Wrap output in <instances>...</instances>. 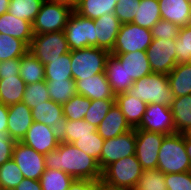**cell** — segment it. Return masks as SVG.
Returning <instances> with one entry per match:
<instances>
[{"label":"cell","instance_id":"1","mask_svg":"<svg viewBox=\"0 0 191 190\" xmlns=\"http://www.w3.org/2000/svg\"><path fill=\"white\" fill-rule=\"evenodd\" d=\"M45 167L64 171L74 179L96 180L102 177V170L95 158L66 142H60L57 149L45 155Z\"/></svg>","mask_w":191,"mask_h":190},{"label":"cell","instance_id":"2","mask_svg":"<svg viewBox=\"0 0 191 190\" xmlns=\"http://www.w3.org/2000/svg\"><path fill=\"white\" fill-rule=\"evenodd\" d=\"M126 92L147 104L170 106L174 100L168 76L162 73H151L134 81V84Z\"/></svg>","mask_w":191,"mask_h":190},{"label":"cell","instance_id":"3","mask_svg":"<svg viewBox=\"0 0 191 190\" xmlns=\"http://www.w3.org/2000/svg\"><path fill=\"white\" fill-rule=\"evenodd\" d=\"M157 169L164 174L191 171V162L185 150L184 134L166 135L161 144Z\"/></svg>","mask_w":191,"mask_h":190},{"label":"cell","instance_id":"4","mask_svg":"<svg viewBox=\"0 0 191 190\" xmlns=\"http://www.w3.org/2000/svg\"><path fill=\"white\" fill-rule=\"evenodd\" d=\"M71 71L74 81L105 73L106 61L110 52L97 47L70 50Z\"/></svg>","mask_w":191,"mask_h":190},{"label":"cell","instance_id":"5","mask_svg":"<svg viewBox=\"0 0 191 190\" xmlns=\"http://www.w3.org/2000/svg\"><path fill=\"white\" fill-rule=\"evenodd\" d=\"M97 28L94 20L73 11L64 28L70 50L97 47Z\"/></svg>","mask_w":191,"mask_h":190},{"label":"cell","instance_id":"6","mask_svg":"<svg viewBox=\"0 0 191 190\" xmlns=\"http://www.w3.org/2000/svg\"><path fill=\"white\" fill-rule=\"evenodd\" d=\"M73 9L68 5L44 0L32 23L34 34L64 31Z\"/></svg>","mask_w":191,"mask_h":190},{"label":"cell","instance_id":"7","mask_svg":"<svg viewBox=\"0 0 191 190\" xmlns=\"http://www.w3.org/2000/svg\"><path fill=\"white\" fill-rule=\"evenodd\" d=\"M30 51L43 65L70 52L64 31L34 34L29 45Z\"/></svg>","mask_w":191,"mask_h":190},{"label":"cell","instance_id":"8","mask_svg":"<svg viewBox=\"0 0 191 190\" xmlns=\"http://www.w3.org/2000/svg\"><path fill=\"white\" fill-rule=\"evenodd\" d=\"M143 171L136 155H131L108 165L102 171V178L114 185L133 190Z\"/></svg>","mask_w":191,"mask_h":190},{"label":"cell","instance_id":"9","mask_svg":"<svg viewBox=\"0 0 191 190\" xmlns=\"http://www.w3.org/2000/svg\"><path fill=\"white\" fill-rule=\"evenodd\" d=\"M151 30L134 23L121 24L110 54L146 51L152 42Z\"/></svg>","mask_w":191,"mask_h":190},{"label":"cell","instance_id":"10","mask_svg":"<svg viewBox=\"0 0 191 190\" xmlns=\"http://www.w3.org/2000/svg\"><path fill=\"white\" fill-rule=\"evenodd\" d=\"M146 53L153 73L168 75L177 65L175 39L153 38Z\"/></svg>","mask_w":191,"mask_h":190},{"label":"cell","instance_id":"11","mask_svg":"<svg viewBox=\"0 0 191 190\" xmlns=\"http://www.w3.org/2000/svg\"><path fill=\"white\" fill-rule=\"evenodd\" d=\"M135 128L114 138L105 139L100 156V168L103 171L111 163L119 159L135 155Z\"/></svg>","mask_w":191,"mask_h":190},{"label":"cell","instance_id":"12","mask_svg":"<svg viewBox=\"0 0 191 190\" xmlns=\"http://www.w3.org/2000/svg\"><path fill=\"white\" fill-rule=\"evenodd\" d=\"M135 155L143 170L157 169L158 155L165 134L135 129Z\"/></svg>","mask_w":191,"mask_h":190},{"label":"cell","instance_id":"13","mask_svg":"<svg viewBox=\"0 0 191 190\" xmlns=\"http://www.w3.org/2000/svg\"><path fill=\"white\" fill-rule=\"evenodd\" d=\"M12 159L18 165L24 178L39 180L45 172V155L38 153L32 147L21 141H16Z\"/></svg>","mask_w":191,"mask_h":190},{"label":"cell","instance_id":"14","mask_svg":"<svg viewBox=\"0 0 191 190\" xmlns=\"http://www.w3.org/2000/svg\"><path fill=\"white\" fill-rule=\"evenodd\" d=\"M135 129L170 135L176 133L170 106L148 104L140 124Z\"/></svg>","mask_w":191,"mask_h":190},{"label":"cell","instance_id":"15","mask_svg":"<svg viewBox=\"0 0 191 190\" xmlns=\"http://www.w3.org/2000/svg\"><path fill=\"white\" fill-rule=\"evenodd\" d=\"M21 142L32 147L38 153L46 155L57 149L60 144V137L51 127L33 121Z\"/></svg>","mask_w":191,"mask_h":190},{"label":"cell","instance_id":"16","mask_svg":"<svg viewBox=\"0 0 191 190\" xmlns=\"http://www.w3.org/2000/svg\"><path fill=\"white\" fill-rule=\"evenodd\" d=\"M76 93L90 100L115 99L106 73L75 81Z\"/></svg>","mask_w":191,"mask_h":190},{"label":"cell","instance_id":"17","mask_svg":"<svg viewBox=\"0 0 191 190\" xmlns=\"http://www.w3.org/2000/svg\"><path fill=\"white\" fill-rule=\"evenodd\" d=\"M31 112L33 121L51 127L58 134L67 124V119L63 114V105L52 100L37 105L31 109Z\"/></svg>","mask_w":191,"mask_h":190},{"label":"cell","instance_id":"18","mask_svg":"<svg viewBox=\"0 0 191 190\" xmlns=\"http://www.w3.org/2000/svg\"><path fill=\"white\" fill-rule=\"evenodd\" d=\"M33 123L31 109L18 102L8 106V133L15 141H22Z\"/></svg>","mask_w":191,"mask_h":190},{"label":"cell","instance_id":"19","mask_svg":"<svg viewBox=\"0 0 191 190\" xmlns=\"http://www.w3.org/2000/svg\"><path fill=\"white\" fill-rule=\"evenodd\" d=\"M161 19L176 26L191 25V0H158Z\"/></svg>","mask_w":191,"mask_h":190},{"label":"cell","instance_id":"20","mask_svg":"<svg viewBox=\"0 0 191 190\" xmlns=\"http://www.w3.org/2000/svg\"><path fill=\"white\" fill-rule=\"evenodd\" d=\"M94 23L98 27L97 48L111 52L115 45L121 22L114 13H109L95 19Z\"/></svg>","mask_w":191,"mask_h":190},{"label":"cell","instance_id":"21","mask_svg":"<svg viewBox=\"0 0 191 190\" xmlns=\"http://www.w3.org/2000/svg\"><path fill=\"white\" fill-rule=\"evenodd\" d=\"M112 55H114L121 62L128 78H131L133 81L139 80L140 78L153 73L146 51Z\"/></svg>","mask_w":191,"mask_h":190},{"label":"cell","instance_id":"22","mask_svg":"<svg viewBox=\"0 0 191 190\" xmlns=\"http://www.w3.org/2000/svg\"><path fill=\"white\" fill-rule=\"evenodd\" d=\"M0 33L21 40L28 47L34 36L31 22L16 18L9 12L0 16Z\"/></svg>","mask_w":191,"mask_h":190},{"label":"cell","instance_id":"23","mask_svg":"<svg viewBox=\"0 0 191 190\" xmlns=\"http://www.w3.org/2000/svg\"><path fill=\"white\" fill-rule=\"evenodd\" d=\"M132 129L120 108L114 104L97 127V132L105 140L114 138Z\"/></svg>","mask_w":191,"mask_h":190},{"label":"cell","instance_id":"24","mask_svg":"<svg viewBox=\"0 0 191 190\" xmlns=\"http://www.w3.org/2000/svg\"><path fill=\"white\" fill-rule=\"evenodd\" d=\"M115 104L132 128H136L140 124L148 105L141 99L130 96L127 92L116 95Z\"/></svg>","mask_w":191,"mask_h":190},{"label":"cell","instance_id":"25","mask_svg":"<svg viewBox=\"0 0 191 190\" xmlns=\"http://www.w3.org/2000/svg\"><path fill=\"white\" fill-rule=\"evenodd\" d=\"M105 73L115 96L125 93L134 84V81L128 78L121 62L112 54L107 58Z\"/></svg>","mask_w":191,"mask_h":190},{"label":"cell","instance_id":"26","mask_svg":"<svg viewBox=\"0 0 191 190\" xmlns=\"http://www.w3.org/2000/svg\"><path fill=\"white\" fill-rule=\"evenodd\" d=\"M170 110L176 132L189 133L191 131V94L174 98Z\"/></svg>","mask_w":191,"mask_h":190},{"label":"cell","instance_id":"27","mask_svg":"<svg viewBox=\"0 0 191 190\" xmlns=\"http://www.w3.org/2000/svg\"><path fill=\"white\" fill-rule=\"evenodd\" d=\"M167 76L174 98L191 94V63L177 64Z\"/></svg>","mask_w":191,"mask_h":190},{"label":"cell","instance_id":"28","mask_svg":"<svg viewBox=\"0 0 191 190\" xmlns=\"http://www.w3.org/2000/svg\"><path fill=\"white\" fill-rule=\"evenodd\" d=\"M26 83L20 76H5L0 79V102L6 106L22 102Z\"/></svg>","mask_w":191,"mask_h":190},{"label":"cell","instance_id":"29","mask_svg":"<svg viewBox=\"0 0 191 190\" xmlns=\"http://www.w3.org/2000/svg\"><path fill=\"white\" fill-rule=\"evenodd\" d=\"M117 2L118 0H78L73 11L95 20L104 14L114 13Z\"/></svg>","mask_w":191,"mask_h":190},{"label":"cell","instance_id":"30","mask_svg":"<svg viewBox=\"0 0 191 190\" xmlns=\"http://www.w3.org/2000/svg\"><path fill=\"white\" fill-rule=\"evenodd\" d=\"M19 75L26 85L41 82L45 80V67L30 51H27L20 58Z\"/></svg>","mask_w":191,"mask_h":190},{"label":"cell","instance_id":"31","mask_svg":"<svg viewBox=\"0 0 191 190\" xmlns=\"http://www.w3.org/2000/svg\"><path fill=\"white\" fill-rule=\"evenodd\" d=\"M159 20H161L159 1L141 0L132 23L151 29Z\"/></svg>","mask_w":191,"mask_h":190},{"label":"cell","instance_id":"32","mask_svg":"<svg viewBox=\"0 0 191 190\" xmlns=\"http://www.w3.org/2000/svg\"><path fill=\"white\" fill-rule=\"evenodd\" d=\"M45 67V81L73 80L71 71V53H65L51 60Z\"/></svg>","mask_w":191,"mask_h":190},{"label":"cell","instance_id":"33","mask_svg":"<svg viewBox=\"0 0 191 190\" xmlns=\"http://www.w3.org/2000/svg\"><path fill=\"white\" fill-rule=\"evenodd\" d=\"M74 178L64 171L46 169L39 181L42 190H68Z\"/></svg>","mask_w":191,"mask_h":190},{"label":"cell","instance_id":"34","mask_svg":"<svg viewBox=\"0 0 191 190\" xmlns=\"http://www.w3.org/2000/svg\"><path fill=\"white\" fill-rule=\"evenodd\" d=\"M44 0H10L8 12L31 23L36 19Z\"/></svg>","mask_w":191,"mask_h":190},{"label":"cell","instance_id":"35","mask_svg":"<svg viewBox=\"0 0 191 190\" xmlns=\"http://www.w3.org/2000/svg\"><path fill=\"white\" fill-rule=\"evenodd\" d=\"M95 131H97V127L84 119L77 121L67 120L66 126L59 134L60 142L73 144L79 137L91 135Z\"/></svg>","mask_w":191,"mask_h":190},{"label":"cell","instance_id":"36","mask_svg":"<svg viewBox=\"0 0 191 190\" xmlns=\"http://www.w3.org/2000/svg\"><path fill=\"white\" fill-rule=\"evenodd\" d=\"M46 85L50 100L62 105L77 94L74 80L46 81Z\"/></svg>","mask_w":191,"mask_h":190},{"label":"cell","instance_id":"37","mask_svg":"<svg viewBox=\"0 0 191 190\" xmlns=\"http://www.w3.org/2000/svg\"><path fill=\"white\" fill-rule=\"evenodd\" d=\"M28 49L23 41L0 33V62L21 58Z\"/></svg>","mask_w":191,"mask_h":190},{"label":"cell","instance_id":"38","mask_svg":"<svg viewBox=\"0 0 191 190\" xmlns=\"http://www.w3.org/2000/svg\"><path fill=\"white\" fill-rule=\"evenodd\" d=\"M90 105L91 100L89 98L76 94L63 104V114L67 120H82L90 108Z\"/></svg>","mask_w":191,"mask_h":190},{"label":"cell","instance_id":"39","mask_svg":"<svg viewBox=\"0 0 191 190\" xmlns=\"http://www.w3.org/2000/svg\"><path fill=\"white\" fill-rule=\"evenodd\" d=\"M133 190H168L165 174L158 169L144 170Z\"/></svg>","mask_w":191,"mask_h":190},{"label":"cell","instance_id":"40","mask_svg":"<svg viewBox=\"0 0 191 190\" xmlns=\"http://www.w3.org/2000/svg\"><path fill=\"white\" fill-rule=\"evenodd\" d=\"M23 179L21 170L12 158L0 166V189H15Z\"/></svg>","mask_w":191,"mask_h":190},{"label":"cell","instance_id":"41","mask_svg":"<svg viewBox=\"0 0 191 190\" xmlns=\"http://www.w3.org/2000/svg\"><path fill=\"white\" fill-rule=\"evenodd\" d=\"M50 100L46 81L26 85L22 102L30 109Z\"/></svg>","mask_w":191,"mask_h":190},{"label":"cell","instance_id":"42","mask_svg":"<svg viewBox=\"0 0 191 190\" xmlns=\"http://www.w3.org/2000/svg\"><path fill=\"white\" fill-rule=\"evenodd\" d=\"M104 139L99 135L97 131L91 133V135H84L79 137L73 144L86 153L87 155L95 158L100 166V156L103 148Z\"/></svg>","mask_w":191,"mask_h":190},{"label":"cell","instance_id":"43","mask_svg":"<svg viewBox=\"0 0 191 190\" xmlns=\"http://www.w3.org/2000/svg\"><path fill=\"white\" fill-rule=\"evenodd\" d=\"M175 47L177 64L191 63V25L180 28Z\"/></svg>","mask_w":191,"mask_h":190},{"label":"cell","instance_id":"44","mask_svg":"<svg viewBox=\"0 0 191 190\" xmlns=\"http://www.w3.org/2000/svg\"><path fill=\"white\" fill-rule=\"evenodd\" d=\"M114 104L115 99L91 100L90 108L84 115V120L98 127Z\"/></svg>","mask_w":191,"mask_h":190},{"label":"cell","instance_id":"45","mask_svg":"<svg viewBox=\"0 0 191 190\" xmlns=\"http://www.w3.org/2000/svg\"><path fill=\"white\" fill-rule=\"evenodd\" d=\"M141 0H118L114 14L121 24L132 23Z\"/></svg>","mask_w":191,"mask_h":190},{"label":"cell","instance_id":"46","mask_svg":"<svg viewBox=\"0 0 191 190\" xmlns=\"http://www.w3.org/2000/svg\"><path fill=\"white\" fill-rule=\"evenodd\" d=\"M150 30L152 38L169 40L178 37L180 27L172 22L161 19Z\"/></svg>","mask_w":191,"mask_h":190},{"label":"cell","instance_id":"47","mask_svg":"<svg viewBox=\"0 0 191 190\" xmlns=\"http://www.w3.org/2000/svg\"><path fill=\"white\" fill-rule=\"evenodd\" d=\"M168 190H191V171L165 174Z\"/></svg>","mask_w":191,"mask_h":190},{"label":"cell","instance_id":"48","mask_svg":"<svg viewBox=\"0 0 191 190\" xmlns=\"http://www.w3.org/2000/svg\"><path fill=\"white\" fill-rule=\"evenodd\" d=\"M15 143L8 132L0 131V166L12 158Z\"/></svg>","mask_w":191,"mask_h":190},{"label":"cell","instance_id":"49","mask_svg":"<svg viewBox=\"0 0 191 190\" xmlns=\"http://www.w3.org/2000/svg\"><path fill=\"white\" fill-rule=\"evenodd\" d=\"M20 58H14L0 62V79L5 76H20Z\"/></svg>","mask_w":191,"mask_h":190},{"label":"cell","instance_id":"50","mask_svg":"<svg viewBox=\"0 0 191 190\" xmlns=\"http://www.w3.org/2000/svg\"><path fill=\"white\" fill-rule=\"evenodd\" d=\"M68 190H97V179H74Z\"/></svg>","mask_w":191,"mask_h":190},{"label":"cell","instance_id":"51","mask_svg":"<svg viewBox=\"0 0 191 190\" xmlns=\"http://www.w3.org/2000/svg\"><path fill=\"white\" fill-rule=\"evenodd\" d=\"M14 190H42L39 180L24 178Z\"/></svg>","mask_w":191,"mask_h":190},{"label":"cell","instance_id":"52","mask_svg":"<svg viewBox=\"0 0 191 190\" xmlns=\"http://www.w3.org/2000/svg\"><path fill=\"white\" fill-rule=\"evenodd\" d=\"M97 190H132L128 187L114 185L112 183L107 182L102 177L97 179Z\"/></svg>","mask_w":191,"mask_h":190},{"label":"cell","instance_id":"53","mask_svg":"<svg viewBox=\"0 0 191 190\" xmlns=\"http://www.w3.org/2000/svg\"><path fill=\"white\" fill-rule=\"evenodd\" d=\"M0 131L8 132V106L0 102Z\"/></svg>","mask_w":191,"mask_h":190},{"label":"cell","instance_id":"54","mask_svg":"<svg viewBox=\"0 0 191 190\" xmlns=\"http://www.w3.org/2000/svg\"><path fill=\"white\" fill-rule=\"evenodd\" d=\"M184 144H185L186 153L191 162V136L188 133L184 134Z\"/></svg>","mask_w":191,"mask_h":190},{"label":"cell","instance_id":"55","mask_svg":"<svg viewBox=\"0 0 191 190\" xmlns=\"http://www.w3.org/2000/svg\"><path fill=\"white\" fill-rule=\"evenodd\" d=\"M48 1L65 4L71 7L72 9H74L78 3V0H48Z\"/></svg>","mask_w":191,"mask_h":190},{"label":"cell","instance_id":"56","mask_svg":"<svg viewBox=\"0 0 191 190\" xmlns=\"http://www.w3.org/2000/svg\"><path fill=\"white\" fill-rule=\"evenodd\" d=\"M10 0H0V16L9 10Z\"/></svg>","mask_w":191,"mask_h":190}]
</instances>
